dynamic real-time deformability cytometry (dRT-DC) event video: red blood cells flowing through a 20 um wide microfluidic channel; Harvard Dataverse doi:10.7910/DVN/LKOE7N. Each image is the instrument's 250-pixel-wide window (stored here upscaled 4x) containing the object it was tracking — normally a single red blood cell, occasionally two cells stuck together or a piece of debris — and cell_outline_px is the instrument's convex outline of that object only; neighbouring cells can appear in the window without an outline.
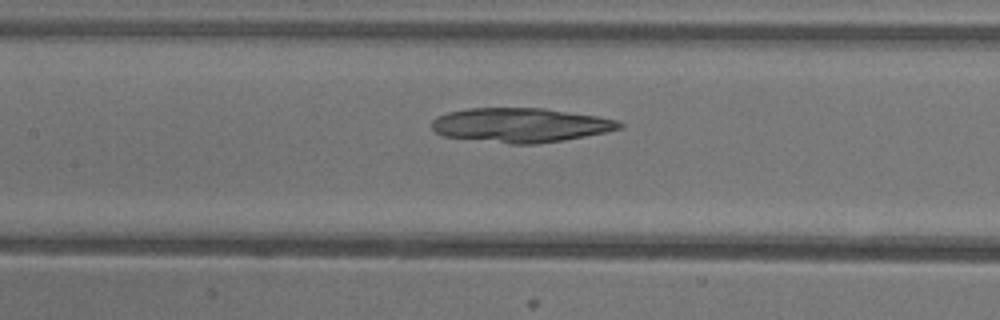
{"species": "common noctule bat (a hibernating species)", "species_latin": "Nyctalus noctula", "temperature_condition": "warm", "stored_images_in_passage": 47, "camera_frame_rate_fps": 3000, "um_per_image_px": 0.085, "animal": {"sex": "female"}, "frame": {"image": 1, "passage_image": 19, "time_ms": 6.0, "image_size_px": [1000, 320], "cell_outline_px": [[624, 128], [564, 140], [536, 144], [512, 144], [444, 136], [436, 132], [432, 128], [432, 120], [436, 116], [448, 112], [468, 108], [544, 108], [596, 116], [620, 120], [624, 124]], "centroid_in_image_um": [44.26, 10.63], "position_along_channel_um": 163.1, "area_um2": 37.51}}
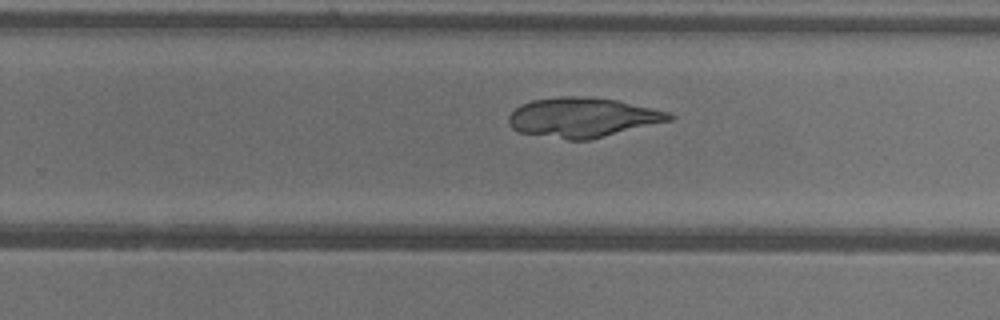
{"frame": {"image": 2, "passage_image": 28, "time_ms": 9.0, "image_size_px": [1000, 320], "cell_outline_px": [[676, 116], [672, 120], [588, 140], [568, 140], [520, 132], [512, 128], [508, 124], [508, 116], [520, 104], [532, 100], [560, 96], [576, 96], [616, 100], [668, 112]], "centroid_in_image_um": [49.49, 9.98], "position_along_channel_um": 280.3, "area_um2": 36.82}}
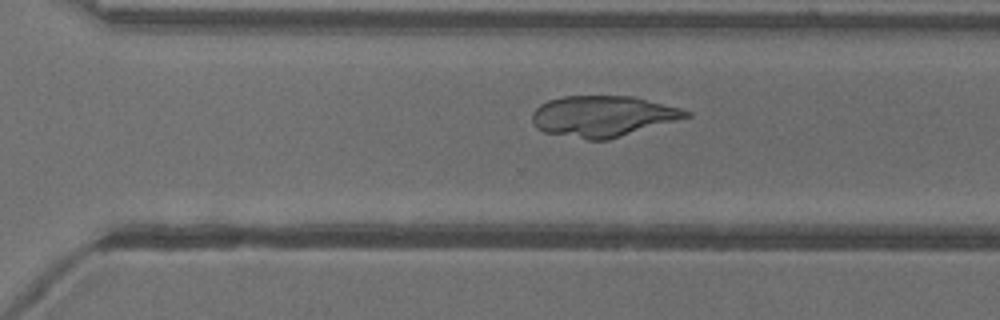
{"frame": {"image": 3, "passage_image": 31, "time_ms": 10.0, "image_size_px": [1000, 320], "cell_outline_px": [[692, 116], [608, 140], [588, 140], [544, 132], [536, 128], [532, 124], [532, 112], [540, 104], [548, 100], [564, 96], [632, 96], [680, 108], [692, 112]], "centroid_in_image_um": [51.22, 9.88], "position_along_channel_um": 319.4, "area_um2": 36.76}}